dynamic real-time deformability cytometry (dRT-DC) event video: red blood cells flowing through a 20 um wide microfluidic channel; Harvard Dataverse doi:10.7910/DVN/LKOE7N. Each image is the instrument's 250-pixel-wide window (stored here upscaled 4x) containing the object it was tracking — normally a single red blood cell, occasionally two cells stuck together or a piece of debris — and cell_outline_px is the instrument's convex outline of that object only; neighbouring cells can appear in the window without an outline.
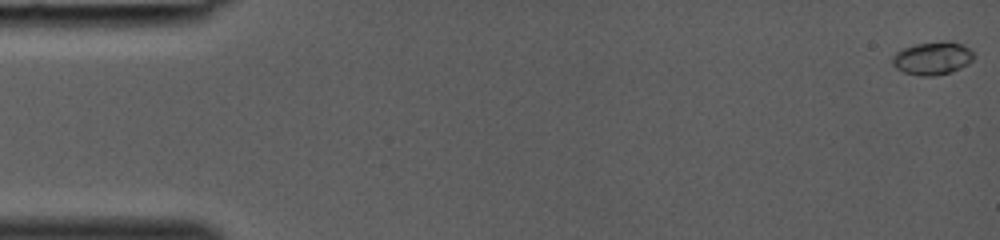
{"species": "common noctule bat (a hibernating species)", "species_latin": "Nyctalus noctula", "temperature_condition": "room temperature", "stored_images_in_passage": 39, "camera_frame_rate_fps": 3000, "um_per_image_px": 0.085, "animal": {"sex": "female", "body_mass_g": 19.0, "forearm_length_mm": 53.3}, "frame": {"image": 1, "passage_image": 1, "time_ms": 0.0, "image_size_px": [1000, 240], "cell_outline_px": [[976, 56], [968, 64], [952, 72], [932, 76], [920, 76], [904, 72], [896, 68], [892, 64], [892, 56], [900, 48], [916, 44], [944, 40], [952, 40], [964, 44]], "centroid_in_image_um": [79.27, 4.93], "position_along_channel_um": 5.7, "area_um2": 16.01}}
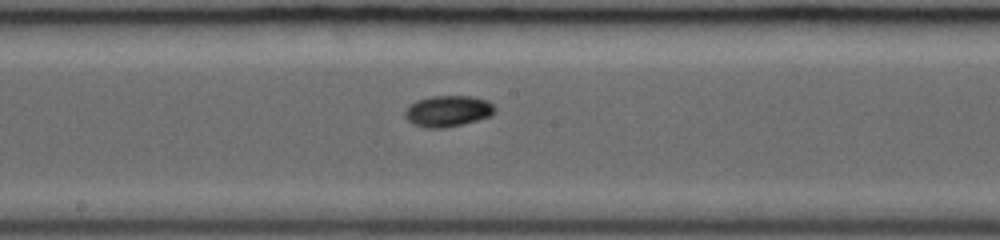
{"frame": {"image": 2, "passage_image": 22, "time_ms": 7.0, "image_size_px": [1000, 240], "cell_outline_px": [[496, 112], [492, 116], [444, 128], [424, 128], [412, 124], [404, 116], [404, 112], [408, 104], [416, 100], [432, 96], [468, 96], [488, 100], [496, 108]], "centroid_in_image_um": [38.04, 9.44], "position_along_channel_um": 210.2, "area_um2": 16.47}}
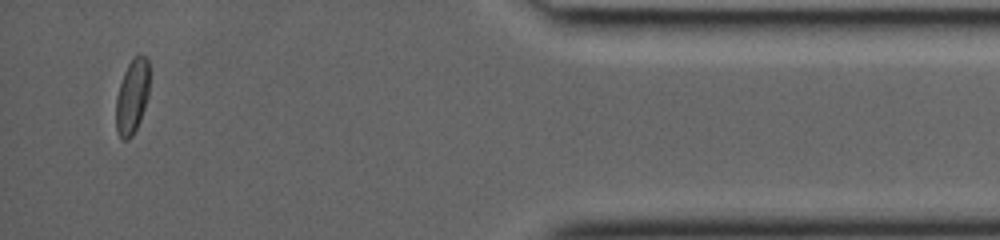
{"frame": {"image": 3, "passage_image": 37, "time_ms": 12.0, "image_size_px": [1000, 240], "cell_outline_px": [[148, 96], [140, 120], [132, 136], [128, 140], [124, 140], [116, 132], [116, 96], [124, 72], [132, 56], [140, 52], [148, 60]], "centroid_in_image_um": [11.22, 8.17], "position_along_channel_um": 424.0, "area_um2": 14.62}}